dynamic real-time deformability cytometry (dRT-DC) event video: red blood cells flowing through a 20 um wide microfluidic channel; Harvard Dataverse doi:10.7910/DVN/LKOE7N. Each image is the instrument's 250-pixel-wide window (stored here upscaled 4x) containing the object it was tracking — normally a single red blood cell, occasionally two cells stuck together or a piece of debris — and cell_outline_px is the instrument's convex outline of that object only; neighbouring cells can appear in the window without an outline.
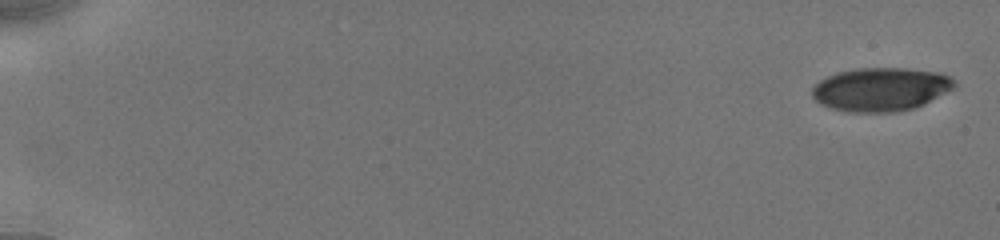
{"species": "human", "species_latin": "Homo sapiens", "temperature_condition": "cold", "stored_images_in_passage": 11, "camera_frame_rate_fps": 3000, "um_per_image_px": 0.085, "donor": {"sex": "male"}, "frame": {"image": 1, "passage_image": 1, "time_ms": 0.0, "image_size_px": [1000, 240], "cell_outline_px": [[956, 84], [952, 88], [924, 104], [912, 108], [892, 112], [848, 112], [832, 108], [820, 104], [812, 96], [812, 88], [820, 80], [836, 72], [860, 68], [904, 68], [940, 72], [956, 80]], "centroid_in_image_um": [74.85, 7.58], "position_along_channel_um": 10.2, "area_um2": 35.89}}
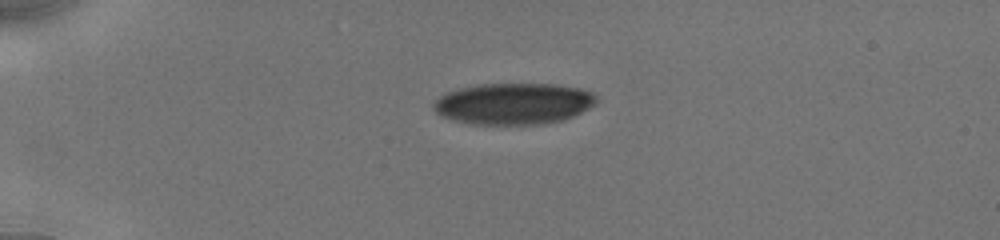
{"frame": {"image": 2, "passage_image": 7, "time_ms": 4.333, "image_size_px": [1000, 240], "cell_outline_px": [[596, 104], [572, 116], [560, 120], [544, 124], [472, 124], [452, 120], [440, 116], [432, 108], [432, 104], [444, 92], [460, 88], [480, 84], [556, 84], [580, 88], [592, 92], [596, 96]], "centroid_in_image_um": [43.61, 8.81], "position_along_channel_um": 41.4, "area_um2": 39.36}}
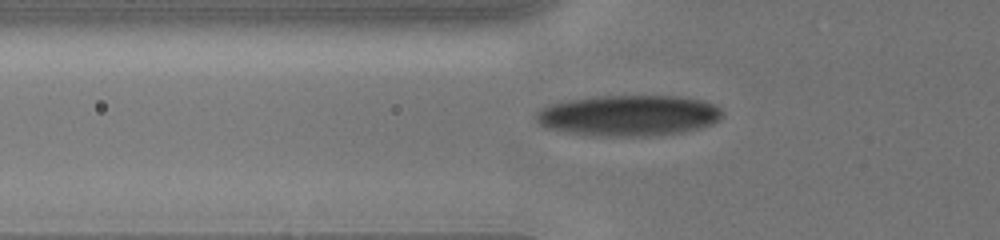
{"frame": {"image": 3, "passage_image": 10, "time_ms": 6.333, "image_size_px": [1000, 240], "cell_outline_px": [[720, 116], [712, 124], [680, 132], [648, 136], [588, 136], [544, 128], [536, 120], [536, 112], [540, 108], [548, 104], [568, 100], [596, 96], [680, 96], [700, 100], [712, 104], [720, 108]], "centroid_in_image_um": [53.33, 9.82], "position_along_channel_um": 72.5, "area_um2": 44.33}}